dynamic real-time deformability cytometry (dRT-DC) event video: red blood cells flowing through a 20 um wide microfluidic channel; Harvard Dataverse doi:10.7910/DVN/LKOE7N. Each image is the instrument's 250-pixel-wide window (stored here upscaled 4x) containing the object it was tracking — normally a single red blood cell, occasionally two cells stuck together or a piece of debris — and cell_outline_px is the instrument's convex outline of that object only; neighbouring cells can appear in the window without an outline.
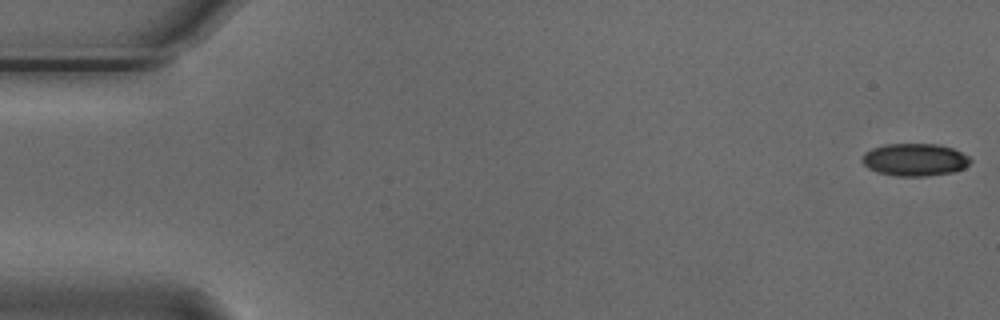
{"species": "Egyptian fruit bat (a non-hibernating species)", "species_latin": "Rousettus aegyptiacus", "temperature_condition": "cold", "stored_images_in_passage": 6, "camera_frame_rate_fps": 3000, "um_per_image_px": 0.085, "animal": {"sex": "male"}, "frame": {"image": 1, "passage_image": 1, "time_ms": 0.0, "image_size_px": [1000, 320], "cell_outline_px": [[972, 160], [964, 168], [952, 172], [924, 176], [896, 176], [876, 172], [868, 168], [860, 160], [864, 152], [872, 148], [884, 144], [940, 144], [952, 148], [968, 156]], "centroid_in_image_um": [77.72, 13.57], "position_along_channel_um": 7.3, "area_um2": 20.58}}